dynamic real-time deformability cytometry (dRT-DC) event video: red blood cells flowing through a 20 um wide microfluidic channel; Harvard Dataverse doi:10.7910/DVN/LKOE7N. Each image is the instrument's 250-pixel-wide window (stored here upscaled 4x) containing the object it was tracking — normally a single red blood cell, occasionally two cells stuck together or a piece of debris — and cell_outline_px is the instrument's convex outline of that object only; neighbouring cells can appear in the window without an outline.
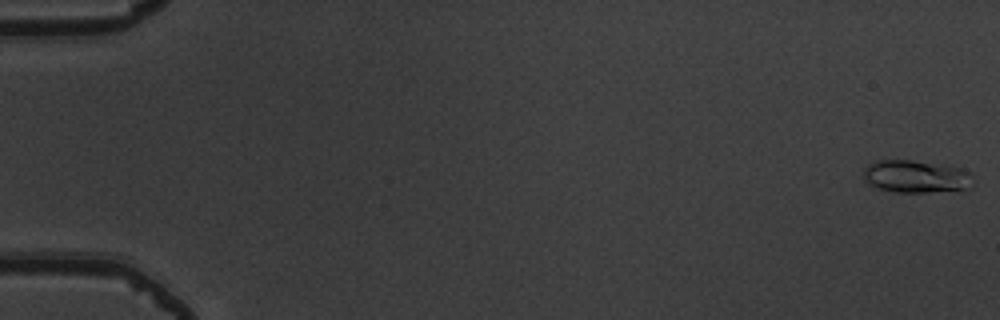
{"species": "common noctule bat (a hibernating species)", "species_latin": "Nyctalus noctula", "temperature_condition": "warm", "stored_images_in_passage": 54, "camera_frame_rate_fps": 3000, "um_per_image_px": 0.085, "animal": {"sex": "male", "body_mass_g": 19.5, "forearm_length_mm": 54.6}, "frame": {"image": 1, "passage_image": 1, "time_ms": 0.0, "image_size_px": [1000, 320], "cell_outline_px": [[972, 188], [928, 192], [896, 192], [880, 188], [868, 184], [860, 176], [864, 168], [868, 164], [876, 160], [912, 160], [944, 164], [960, 168], [968, 172], [972, 176]], "centroid_in_image_um": [77.81, 14.99], "position_along_channel_um": 7.2, "area_um2": 21.04}}
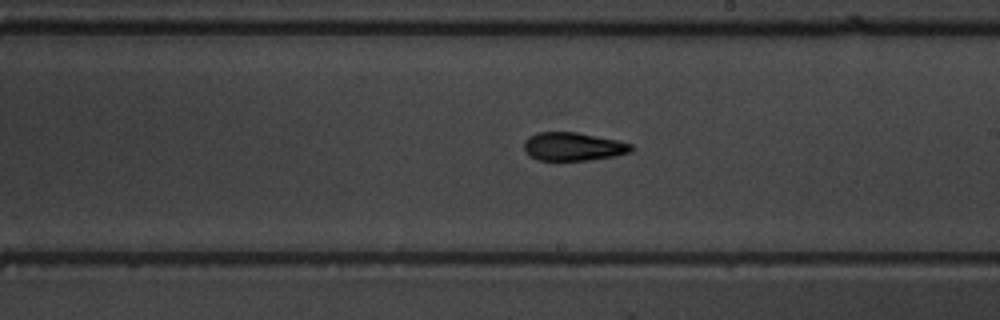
{"frame": {"image": 2, "passage_image": 32, "time_ms": 10.333, "image_size_px": [1000, 320], "cell_outline_px": [[636, 148], [632, 152], [612, 156], [588, 160], [536, 160], [528, 156], [524, 152], [524, 140], [528, 136], [536, 132], [576, 132], [616, 140], [632, 144]], "centroid_in_image_um": [48.68, 12.46], "position_along_channel_um": 240.3, "area_um2": 17.86}}
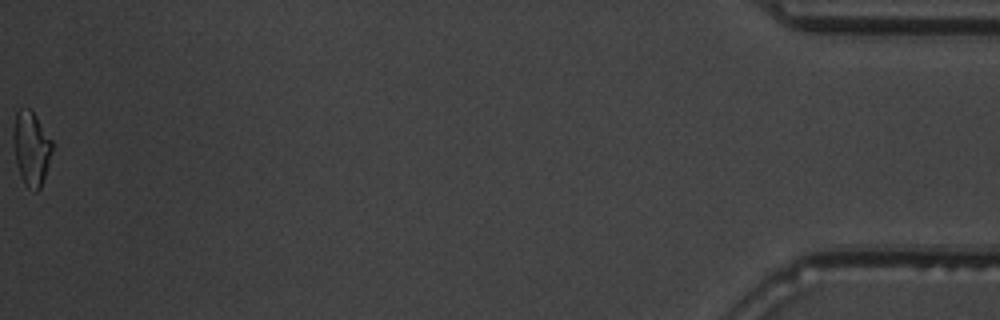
{"frame": {"image": 3, "passage_image": 54, "time_ms": 17.667, "image_size_px": [1000, 320], "cell_outline_px": [[52, 148], [48, 164], [40, 188], [36, 192], [28, 188], [24, 184], [20, 176], [16, 164], [12, 140], [12, 128], [16, 112], [20, 108], [32, 108], [52, 140]], "centroid_in_image_um": [2.62, 12.56], "position_along_channel_um": 432.6, "area_um2": 17.11}, "authors_computed_cell_mechanics": {"area_um2": 17.6868, "velocity_mm_per_s": 3.8848, "shape_relaxation_time_tau1_ms": 5.4982, "shape_relaxation_time_tau2_ms": 3.806, "deformation_change_tau1": 0.1921, "deformation_change_tau2": 0.0912}}